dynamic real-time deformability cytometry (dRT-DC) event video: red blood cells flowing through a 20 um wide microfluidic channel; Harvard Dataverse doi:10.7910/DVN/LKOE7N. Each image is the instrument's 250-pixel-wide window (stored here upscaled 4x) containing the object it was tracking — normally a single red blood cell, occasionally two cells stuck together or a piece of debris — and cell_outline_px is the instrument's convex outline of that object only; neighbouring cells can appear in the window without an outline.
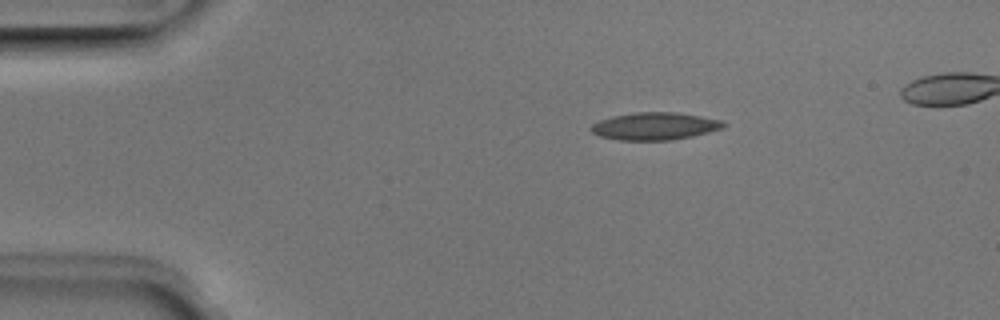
{"species": "Egyptian fruit bat (a non-hibernating species)", "species_latin": "Rousettus aegyptiacus", "temperature_condition": "room temperature", "stored_images_in_passage": 4, "camera_frame_rate_fps": 3000, "um_per_image_px": 0.085, "animal": {"sex": "male"}, "frame": {"image": 1, "passage_image": 4, "time_ms": 1.0, "image_size_px": [1000, 320], "cell_outline_px": [[728, 124], [724, 128], [692, 136], [672, 140], [620, 140], [600, 136], [592, 132], [588, 128], [592, 124], [600, 120], [612, 116], [636, 112], [676, 112], [724, 120]], "centroid_in_image_um": [55.68, 10.72], "position_along_channel_um": 29.3, "area_um2": 21.33}}